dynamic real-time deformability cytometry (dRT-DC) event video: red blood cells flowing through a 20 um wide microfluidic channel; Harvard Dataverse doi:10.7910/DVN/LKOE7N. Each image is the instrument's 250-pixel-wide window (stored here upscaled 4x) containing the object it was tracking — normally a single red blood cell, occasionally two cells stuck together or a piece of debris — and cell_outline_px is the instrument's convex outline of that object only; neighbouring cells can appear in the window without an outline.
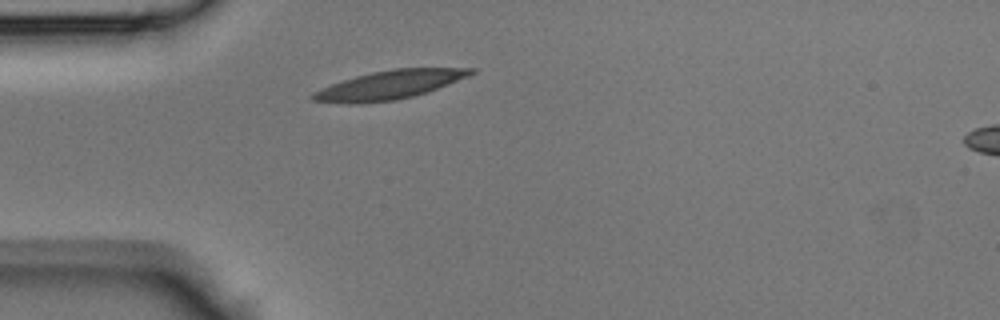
{"species": "Egyptian fruit bat (a non-hibernating species)", "species_latin": "Rousettus aegyptiacus", "temperature_condition": "room temperature", "stored_images_in_passage": 33, "camera_frame_rate_fps": 3000, "um_per_image_px": 0.085, "animal": {"sex": "male"}, "frame": {"image": 1, "passage_image": 1, "time_ms": 0.0, "image_size_px": [1000, 320], "cell_outline_px": [[476, 72], [468, 76], [428, 92], [396, 100], [312, 100], [308, 96], [312, 92], [320, 88], [356, 76], [372, 72], [392, 68], [476, 68]], "centroid_in_image_um": [33.24, 7.14], "position_along_channel_um": 51.8, "area_um2": 25.09}}
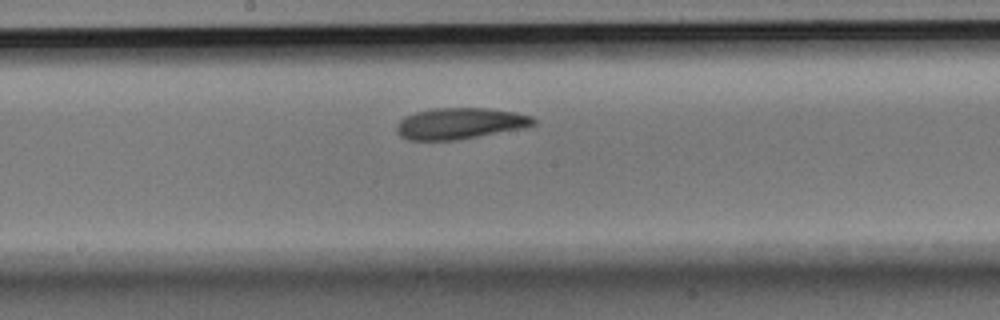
{"frame": {"image": 2, "passage_image": 12, "time_ms": 3.667, "image_size_px": [1000, 320], "cell_outline_px": [[536, 124], [520, 128], [456, 140], [408, 140], [400, 136], [396, 132], [396, 124], [404, 116], [416, 112], [432, 108], [488, 108], [516, 112], [532, 116], [536, 120]], "centroid_in_image_um": [39.05, 10.48], "position_along_channel_um": 209.1, "area_um2": 24.85}}
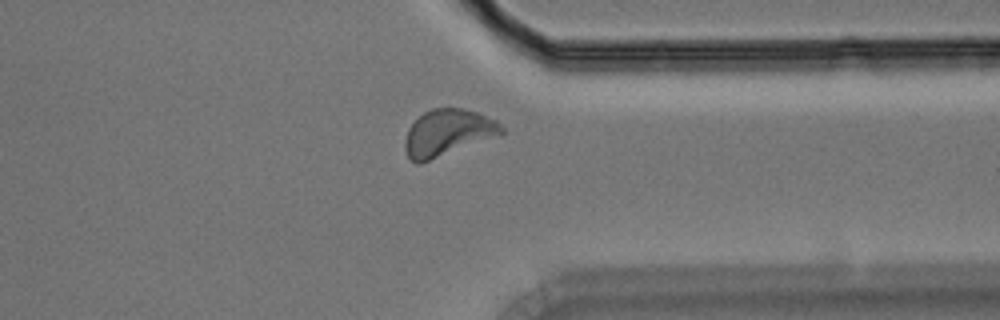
{"frame": {"image": 3, "passage_image": 23, "time_ms": 7.333, "image_size_px": [1000, 320], "cell_outline_px": [[504, 132], [420, 164], [416, 164], [408, 160], [404, 148], [404, 140], [408, 128], [424, 112], [432, 108], [464, 108], [480, 112], [496, 120], [504, 128]], "centroid_in_image_um": [38.0, 11.27], "position_along_channel_um": 373.4, "area_um2": 26.01}}